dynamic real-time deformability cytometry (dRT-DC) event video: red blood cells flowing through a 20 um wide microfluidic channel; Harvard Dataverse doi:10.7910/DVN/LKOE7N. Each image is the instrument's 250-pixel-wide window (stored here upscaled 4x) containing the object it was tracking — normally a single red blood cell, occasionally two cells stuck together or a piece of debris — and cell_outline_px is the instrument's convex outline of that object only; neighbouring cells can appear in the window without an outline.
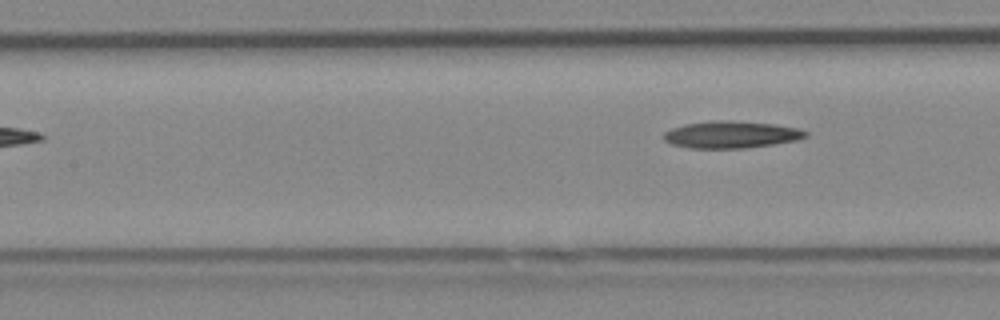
{"species": "Egyptian fruit bat (a non-hibernating species)", "species_latin": "Rousettus aegyptiacus", "temperature_condition": "cold", "stored_images_in_passage": 6, "camera_frame_rate_fps": 3000, "um_per_image_px": 0.085, "animal": {"sex": "female"}, "frame": {"image": 1, "passage_image": 6, "time_ms": 1.667, "image_size_px": [1000, 320], "cell_outline_px": [[808, 136], [800, 140], [744, 148], [688, 148], [672, 144], [664, 140], [664, 132], [672, 128], [684, 124], [712, 120], [728, 120], [772, 124], [800, 128], [808, 132]], "centroid_in_image_um": [62.17, 11.44], "position_along_channel_um": 145.2, "area_um2": 22.43}}